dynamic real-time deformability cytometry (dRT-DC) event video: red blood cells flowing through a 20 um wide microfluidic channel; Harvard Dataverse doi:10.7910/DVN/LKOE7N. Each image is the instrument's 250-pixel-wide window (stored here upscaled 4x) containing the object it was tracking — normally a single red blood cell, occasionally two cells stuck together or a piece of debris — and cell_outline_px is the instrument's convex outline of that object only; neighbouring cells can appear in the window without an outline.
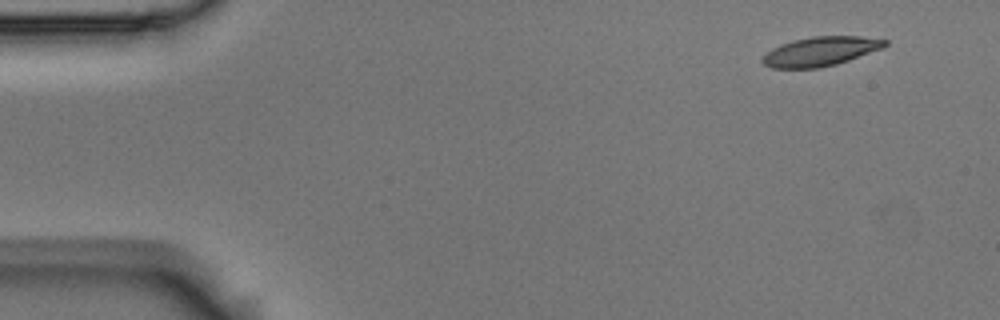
{"species": "Egyptian fruit bat (a non-hibernating species)", "species_latin": "Rousettus aegyptiacus", "temperature_condition": "room temperature", "stored_images_in_passage": 52, "camera_frame_rate_fps": 3000, "um_per_image_px": 0.085, "animal": {"sex": "male"}, "frame": {"image": 1, "passage_image": 1, "time_ms": 0.0, "image_size_px": [1000, 320], "cell_outline_px": [[888, 44], [884, 48], [836, 64], [820, 68], [772, 68], [764, 64], [760, 60], [772, 48], [780, 44], [792, 40], [812, 36], [860, 36], [888, 40]], "centroid_in_image_um": [69.75, 4.36], "position_along_channel_um": 15.2, "area_um2": 20.92}}
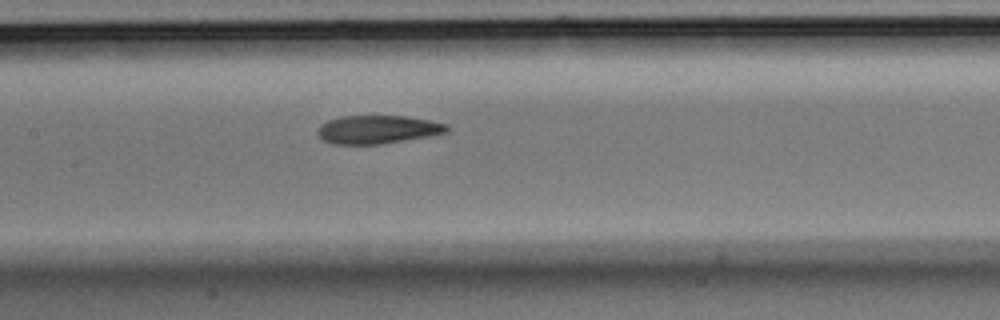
{"frame": {"image": 2, "passage_image": 23, "time_ms": 7.333, "image_size_px": [1000, 320], "cell_outline_px": [[448, 132], [428, 136], [384, 144], [332, 144], [324, 140], [316, 132], [320, 124], [328, 120], [340, 116], [404, 116], [428, 120], [448, 124]], "centroid_in_image_um": [32.08, 11.01], "position_along_channel_um": 175.3, "area_um2": 21.33}}
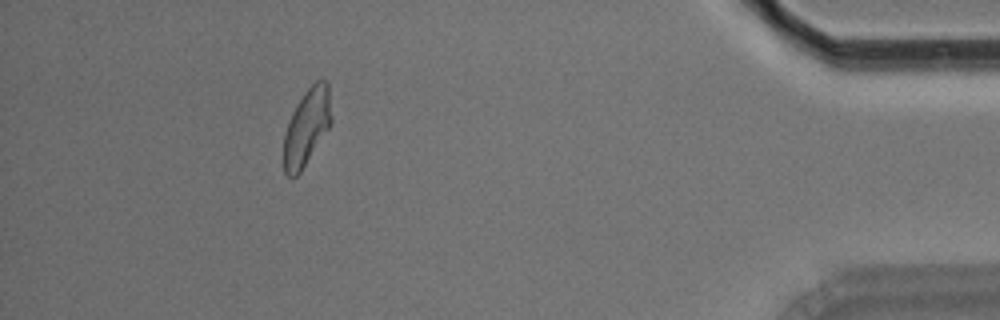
{"frame": {"image": 3, "passage_image": 47, "time_ms": 15.333, "image_size_px": [1000, 320], "cell_outline_px": [[332, 120], [328, 128], [300, 172], [292, 180], [284, 172], [284, 132], [288, 120], [292, 112], [304, 92], [316, 80], [328, 80], [332, 116]], "centroid_in_image_um": [26.07, 10.78], "position_along_channel_um": 409.1, "area_um2": 21.21}, "authors_computed_cell_mechanics": {"area_um2": 21.7328, "velocity_mm_per_s": 3.6133, "shape_relaxation_time_tau1_ms": 4.4605, "shape_relaxation_time_tau2_ms": 2.2643, "deformation_change_tau1": 0.1662, "deformation_change_tau2": 0.0916}}